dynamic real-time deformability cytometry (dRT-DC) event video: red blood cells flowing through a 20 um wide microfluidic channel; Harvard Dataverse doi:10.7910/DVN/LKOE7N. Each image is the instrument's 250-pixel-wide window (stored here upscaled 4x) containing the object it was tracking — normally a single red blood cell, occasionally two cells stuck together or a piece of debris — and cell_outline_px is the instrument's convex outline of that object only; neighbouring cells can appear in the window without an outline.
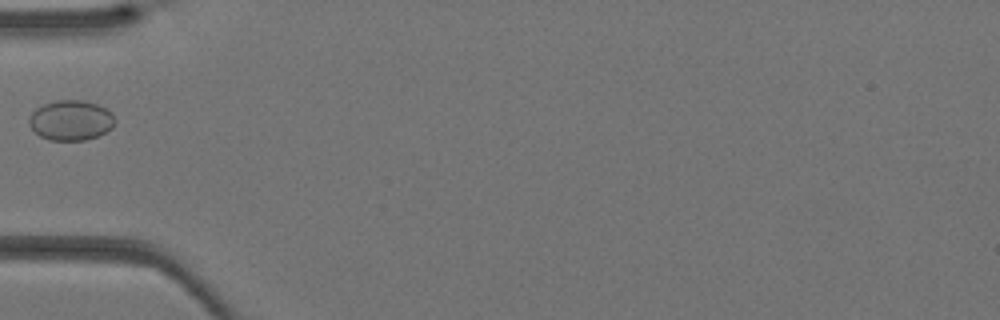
{"species": "Egyptian fruit bat (a non-hibernating species)", "species_latin": "Rousettus aegyptiacus", "temperature_condition": "warm", "stored_images_in_passage": 12, "camera_frame_rate_fps": 3000, "um_per_image_px": 0.085, "animal": {"sex": "female"}, "frame": {"image": 1, "passage_image": 1, "time_ms": 0.0, "image_size_px": [1000, 320], "cell_outline_px": [[116, 120], [112, 128], [96, 136], [84, 140], [48, 140], [40, 136], [28, 124], [28, 116], [36, 108], [44, 104], [56, 100], [84, 100], [96, 104], [112, 112]], "centroid_in_image_um": [6.01, 10.22], "position_along_channel_um": 79.0, "area_um2": 20.11}}
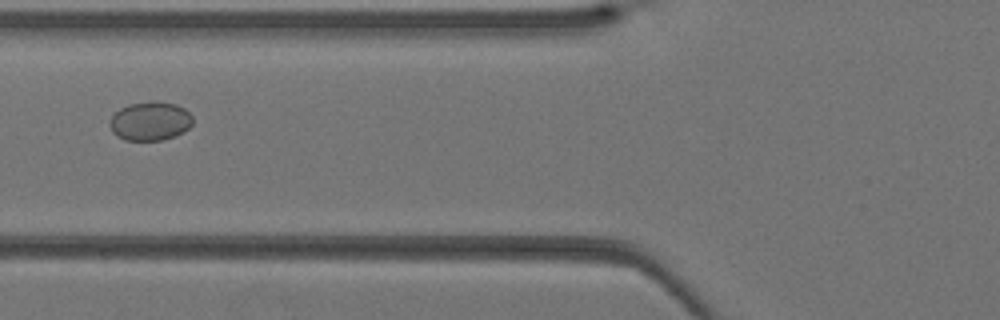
{"frame": {"image": 2, "passage_image": 3, "time_ms": 0.667, "image_size_px": [1000, 320], "cell_outline_px": [[192, 124], [184, 132], [176, 136], [164, 140], [124, 140], [116, 136], [112, 132], [108, 124], [108, 120], [120, 108], [128, 104], [176, 104], [184, 108], [192, 116]], "centroid_in_image_um": [12.73, 10.35], "position_along_channel_um": 113.1, "area_um2": 18.44}}